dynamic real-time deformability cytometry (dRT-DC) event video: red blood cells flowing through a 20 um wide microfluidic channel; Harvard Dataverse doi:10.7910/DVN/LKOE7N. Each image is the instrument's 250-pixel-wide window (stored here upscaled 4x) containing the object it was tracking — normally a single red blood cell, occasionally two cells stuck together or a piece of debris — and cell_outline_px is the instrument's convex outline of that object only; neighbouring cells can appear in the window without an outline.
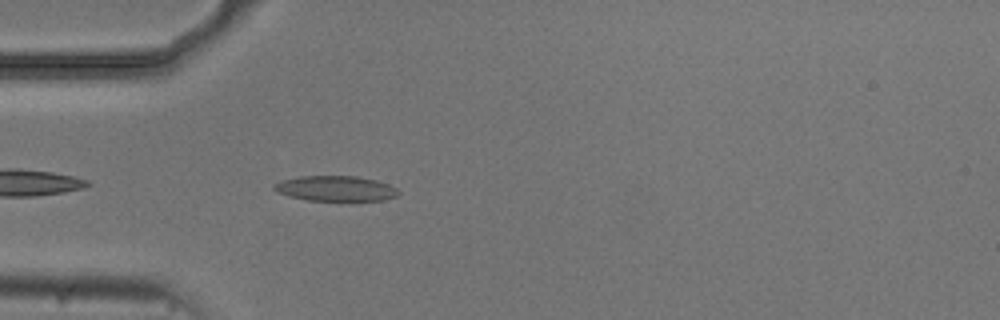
{"species": "common noctule bat (a hibernating species)", "species_latin": "Nyctalus noctula", "temperature_condition": "cold", "stored_images_in_passage": 8, "camera_frame_rate_fps": 3000, "um_per_image_px": 0.085, "animal": {"sex": "male", "body_mass_g": 20.5, "forearm_length_mm": 52.5}, "frame": {"image": 1, "passage_image": 3, "time_ms": 0.667, "image_size_px": [1000, 320], "cell_outline_px": [[400, 192], [396, 196], [384, 200], [308, 200], [288, 196], [272, 188], [272, 184], [284, 180], [300, 176], [356, 176], [376, 180], [388, 184], [396, 188]], "centroid_in_image_um": [28.53, 16.01], "position_along_channel_um": 56.5, "area_um2": 18.09}}
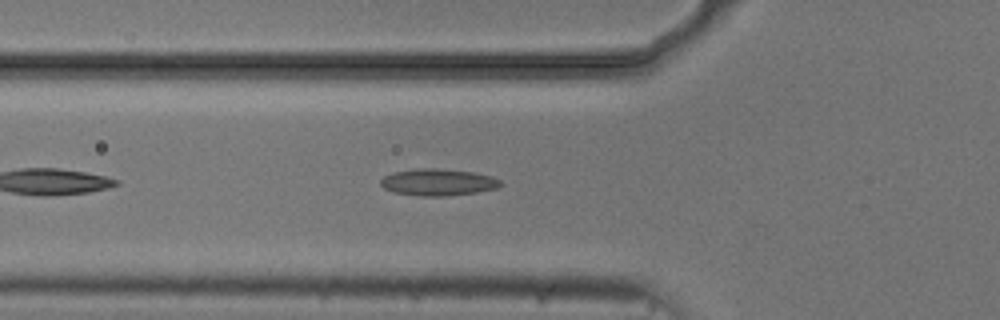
{"frame": {"image": 2, "passage_image": 6, "time_ms": 1.667, "image_size_px": [1000, 320], "cell_outline_px": [[504, 184], [496, 188], [476, 192], [444, 196], [420, 196], [396, 192], [384, 188], [380, 184], [380, 180], [384, 176], [392, 172], [412, 168], [436, 168], [472, 172], [492, 176], [500, 180]], "centroid_in_image_um": [37.22, 15.47], "position_along_channel_um": 88.6, "area_um2": 18.73}}